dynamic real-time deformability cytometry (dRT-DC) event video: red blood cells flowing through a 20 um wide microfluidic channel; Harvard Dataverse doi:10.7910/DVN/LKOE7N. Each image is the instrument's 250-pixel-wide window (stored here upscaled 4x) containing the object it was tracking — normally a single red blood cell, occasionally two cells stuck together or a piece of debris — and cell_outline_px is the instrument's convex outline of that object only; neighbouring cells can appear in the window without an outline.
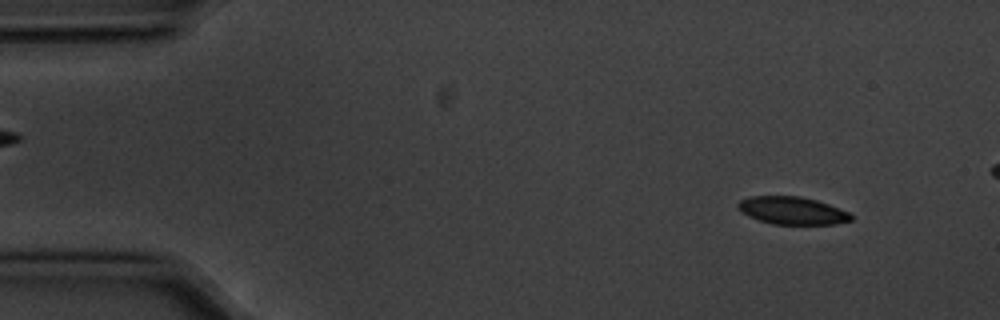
{"species": "common noctule bat (a hibernating species)", "species_latin": "Nyctalus noctula", "temperature_condition": "cold", "stored_images_in_passage": 5, "segment_of_instrument_passage": [2, 2], "camera_frame_rate_fps": 3000, "um_per_image_px": 0.085, "animal": {"sex": "male", "body_mass_g": 20.1, "forearm_length_mm": 53.5}, "frame": {"image": 1, "passage_image": 5, "time_ms": 1.333, "image_size_px": [1000, 320], "cell_outline_px": [[852, 220], [836, 224], [772, 224], [748, 216], [740, 212], [736, 208], [736, 204], [740, 200], [752, 196], [800, 196], [816, 200], [828, 204], [848, 212], [852, 216]], "centroid_in_image_um": [67.29, 17.9], "position_along_channel_um": 17.7, "area_um2": 18.21}}